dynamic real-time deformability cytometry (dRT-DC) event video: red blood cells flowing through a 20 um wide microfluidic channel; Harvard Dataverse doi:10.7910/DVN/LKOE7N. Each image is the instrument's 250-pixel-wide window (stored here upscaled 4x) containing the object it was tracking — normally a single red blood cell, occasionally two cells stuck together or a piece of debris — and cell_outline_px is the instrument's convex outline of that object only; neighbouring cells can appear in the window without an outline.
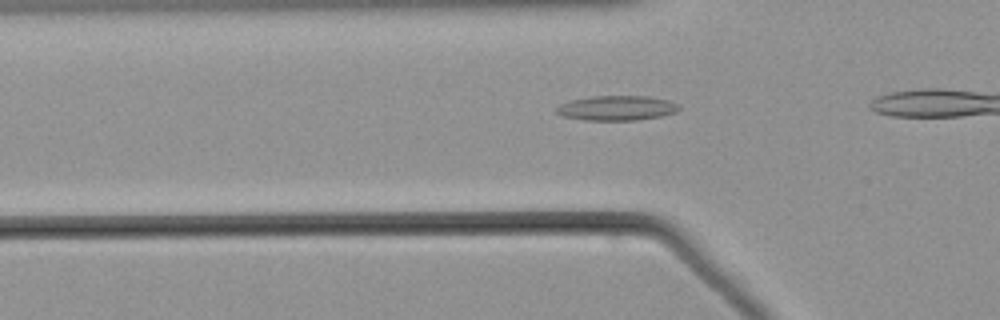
{"species": "common noctule bat (a hibernating species)", "species_latin": "Nyctalus noctula", "temperature_condition": "warm", "stored_images_in_passage": 29, "camera_frame_rate_fps": 3000, "um_per_image_px": 0.085, "animal": {"sex": "male", "body_mass_g": 21.5, "forearm_length_mm": 52.0}, "frame": {"image": 1, "passage_image": 5, "time_ms": 1.333, "image_size_px": [1000, 320], "cell_outline_px": [[680, 108], [676, 112], [660, 116], [636, 120], [584, 120], [560, 116], [556, 112], [556, 108], [560, 104], [572, 100], [592, 96], [648, 96], [668, 100], [676, 104]], "centroid_in_image_um": [52.39, 9.18], "position_along_channel_um": 73.4, "area_um2": 17.63}}
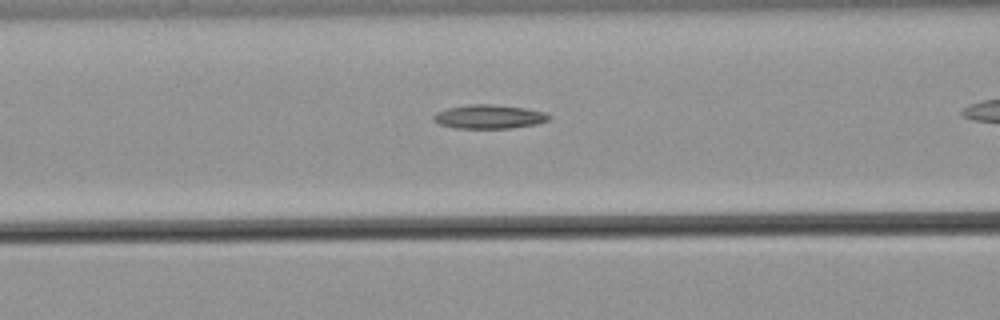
{"frame": {"image": 2, "passage_image": 9, "time_ms": 2.667, "image_size_px": [1000, 320], "cell_outline_px": [[552, 116], [548, 120], [536, 124], [512, 128], [456, 128], [440, 124], [436, 120], [436, 112], [448, 108], [472, 104], [492, 104], [524, 108], [544, 112]], "centroid_in_image_um": [41.63, 9.92], "position_along_channel_um": 125.0, "area_um2": 15.78}}
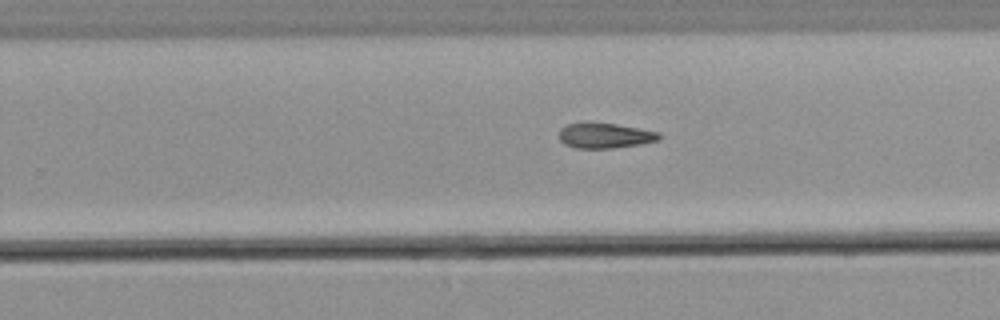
{"frame": {"image": 3, "passage_image": 21, "time_ms": 6.667, "image_size_px": [1000, 320], "cell_outline_px": [[660, 140], [640, 144], [612, 148], [576, 148], [564, 144], [560, 140], [560, 128], [568, 124], [616, 124], [660, 132]], "centroid_in_image_um": [51.45, 11.55], "position_along_channel_um": 278.4, "area_um2": 14.33}}